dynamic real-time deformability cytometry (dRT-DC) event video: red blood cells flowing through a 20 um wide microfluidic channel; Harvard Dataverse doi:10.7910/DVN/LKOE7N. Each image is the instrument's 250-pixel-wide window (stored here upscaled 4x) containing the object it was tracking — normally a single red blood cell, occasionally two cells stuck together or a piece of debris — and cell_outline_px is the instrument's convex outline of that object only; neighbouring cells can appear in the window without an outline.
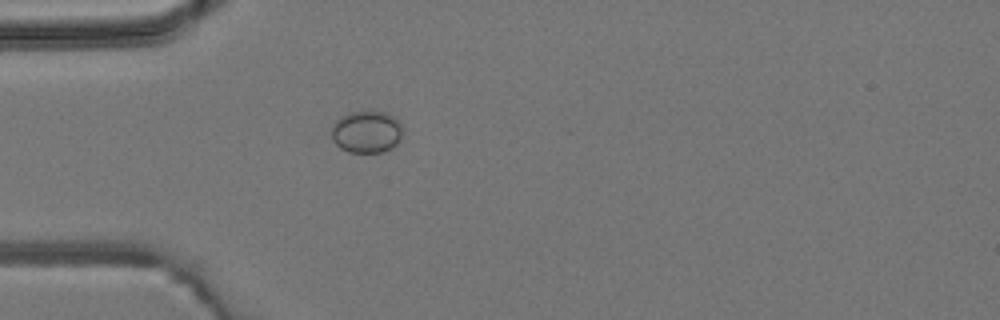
{"species": "common noctule bat (a hibernating species)", "species_latin": "Nyctalus noctula", "temperature_condition": "room temperature", "stored_images_in_passage": 5, "camera_frame_rate_fps": 3000, "um_per_image_px": 0.085, "animal": {"sex": "male", "body_mass_g": 19.2, "forearm_length_mm": 51.8}, "frame": {"image": 1, "passage_image": 5, "time_ms": 4.667, "image_size_px": [1000, 320], "cell_outline_px": [[400, 140], [392, 148], [380, 152], [348, 152], [340, 148], [332, 140], [332, 124], [340, 116], [348, 112], [384, 112], [392, 116], [400, 124]], "centroid_in_image_um": [31.1, 11.21], "position_along_channel_um": 53.9, "area_um2": 17.28}}